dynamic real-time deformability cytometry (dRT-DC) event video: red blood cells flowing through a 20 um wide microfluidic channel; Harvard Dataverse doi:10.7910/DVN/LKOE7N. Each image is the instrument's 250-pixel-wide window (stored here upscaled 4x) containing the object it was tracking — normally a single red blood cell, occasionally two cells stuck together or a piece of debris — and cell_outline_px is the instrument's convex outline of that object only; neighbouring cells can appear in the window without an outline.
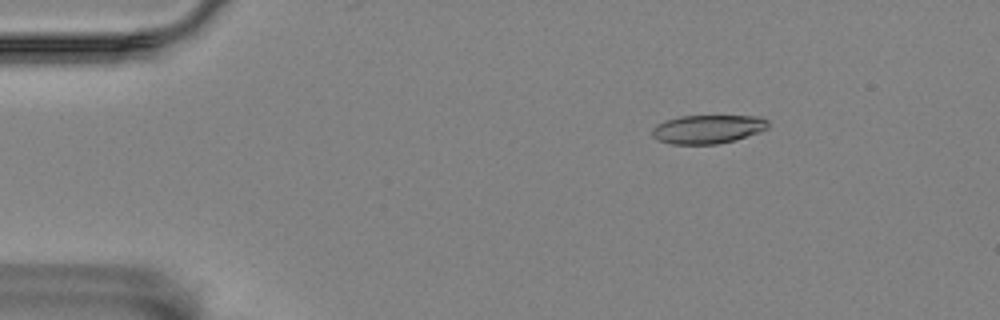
{"species": "Egyptian fruit bat (a non-hibernating species)", "species_latin": "Rousettus aegyptiacus", "temperature_condition": "room temperature", "stored_images_in_passage": 14, "camera_frame_rate_fps": 3000, "um_per_image_px": 0.085, "animal": {"sex": "female"}, "frame": {"image": 1, "passage_image": 5, "time_ms": 1.333, "image_size_px": [1000, 320], "cell_outline_px": [[768, 128], [760, 132], [732, 140], [716, 144], [672, 144], [660, 140], [652, 136], [652, 128], [656, 124], [664, 120], [680, 116], [760, 116], [768, 120]], "centroid_in_image_um": [60.15, 10.96], "position_along_channel_um": 24.9, "area_um2": 19.31}}